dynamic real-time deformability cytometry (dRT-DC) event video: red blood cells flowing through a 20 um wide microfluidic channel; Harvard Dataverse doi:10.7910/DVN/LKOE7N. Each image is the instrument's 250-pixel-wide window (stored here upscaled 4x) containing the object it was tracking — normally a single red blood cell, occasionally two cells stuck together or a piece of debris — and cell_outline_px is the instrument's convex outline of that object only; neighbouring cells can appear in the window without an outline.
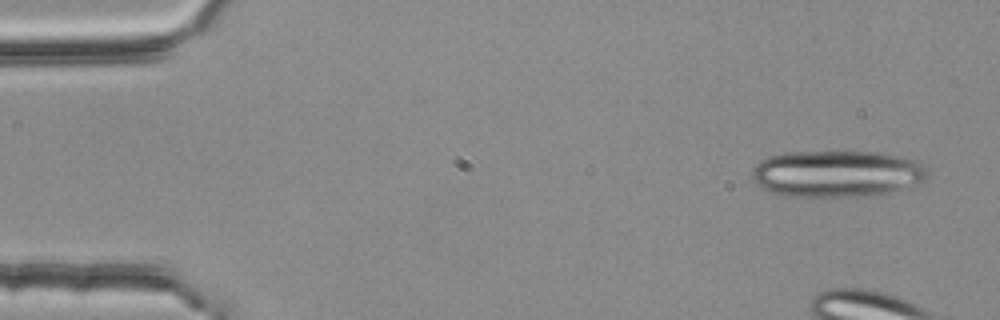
{"species": "common noctule bat (a hibernating species)", "species_latin": "Nyctalus noctula", "temperature_condition": "room temperature", "stored_images_in_passage": 4, "camera_frame_rate_fps": 3000, "um_per_image_px": 0.085, "animal": {"sex": "female", "body_mass_g": 25.1}, "frame": {"image": 1, "passage_image": 1, "time_ms": 0.0, "image_size_px": [1000, 320], "cell_outline_px": [[928, 176], [924, 180], [900, 188], [884, 192], [860, 196], [780, 196], [768, 192], [756, 184], [752, 180], [752, 168], [760, 160], [768, 156], [788, 152], [840, 148], [880, 152], [900, 156], [916, 160], [924, 168]], "centroid_in_image_um": [71.02, 14.7], "position_along_channel_um": 14.0, "area_um2": 48.78}}